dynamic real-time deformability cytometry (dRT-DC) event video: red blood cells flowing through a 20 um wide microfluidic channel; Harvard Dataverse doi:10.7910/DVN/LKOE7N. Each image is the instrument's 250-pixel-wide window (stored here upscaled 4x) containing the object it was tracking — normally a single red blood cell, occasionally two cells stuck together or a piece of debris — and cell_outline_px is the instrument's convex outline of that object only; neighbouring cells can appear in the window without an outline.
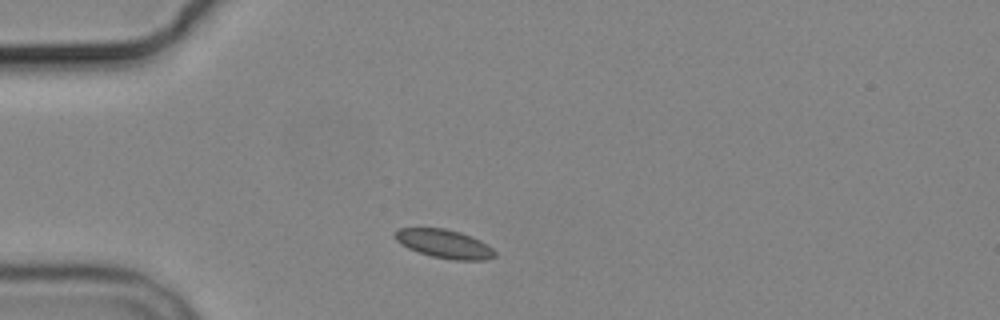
{"species": "common noctule bat (a hibernating species)", "species_latin": "Nyctalus noctula", "temperature_condition": "cold", "stored_images_in_passage": 3, "camera_frame_rate_fps": 3000, "um_per_image_px": 0.085, "animal": {"sex": "male", "body_mass_g": 19.2, "forearm_length_mm": 51.8}, "frame": {"image": 1, "passage_image": 1, "time_ms": 0.0, "image_size_px": [1000, 320], "cell_outline_px": [[496, 256], [484, 260], [452, 260], [432, 256], [408, 248], [400, 244], [392, 236], [400, 228], [444, 228], [460, 232], [472, 236], [480, 240], [492, 248], [496, 252]], "centroid_in_image_um": [37.77, 20.72], "position_along_channel_um": 47.2, "area_um2": 16.65}}
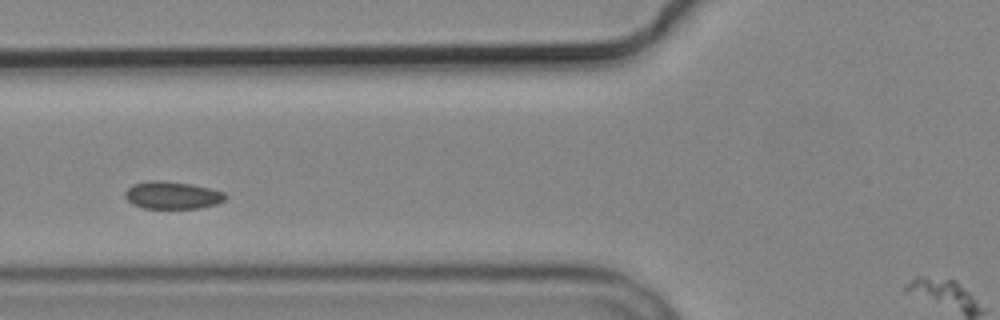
{"frame": {"image": 2, "passage_image": 3, "time_ms": 2.333, "image_size_px": [1000, 320], "cell_outline_px": [[228, 196], [224, 200], [216, 204], [200, 208], [144, 208], [132, 204], [124, 196], [124, 192], [132, 184], [148, 180], [160, 180], [192, 184], [212, 188], [224, 192]], "centroid_in_image_um": [14.65, 16.58], "position_along_channel_um": 111.2, "area_um2": 16.24}}